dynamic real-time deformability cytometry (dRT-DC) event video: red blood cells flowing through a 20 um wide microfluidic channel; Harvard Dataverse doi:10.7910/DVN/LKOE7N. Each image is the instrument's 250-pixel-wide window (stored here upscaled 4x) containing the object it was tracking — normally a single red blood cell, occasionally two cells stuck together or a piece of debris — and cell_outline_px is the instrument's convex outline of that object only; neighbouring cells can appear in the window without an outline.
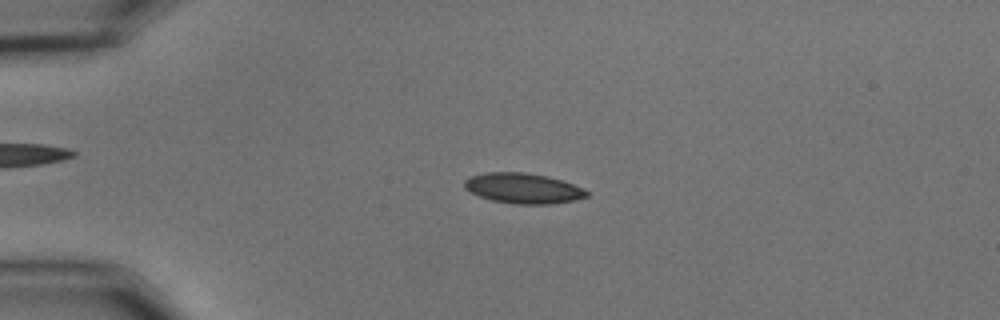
{"species": "common noctule bat (a hibernating species)", "species_latin": "Nyctalus noctula", "temperature_condition": "cold", "stored_images_in_passage": 55, "camera_frame_rate_fps": 3000, "um_per_image_px": 0.085, "animal": {"sex": "male", "body_mass_g": 15.6}, "frame": {"image": 1, "passage_image": 13, "time_ms": 4.0, "image_size_px": [1000, 320], "cell_outline_px": [[588, 196], [572, 200], [548, 204], [512, 204], [492, 200], [480, 196], [464, 188], [464, 180], [468, 176], [484, 172], [524, 172], [548, 176], [572, 184], [588, 192]], "centroid_in_image_um": [44.4, 15.99], "position_along_channel_um": 40.6, "area_um2": 21.44}}
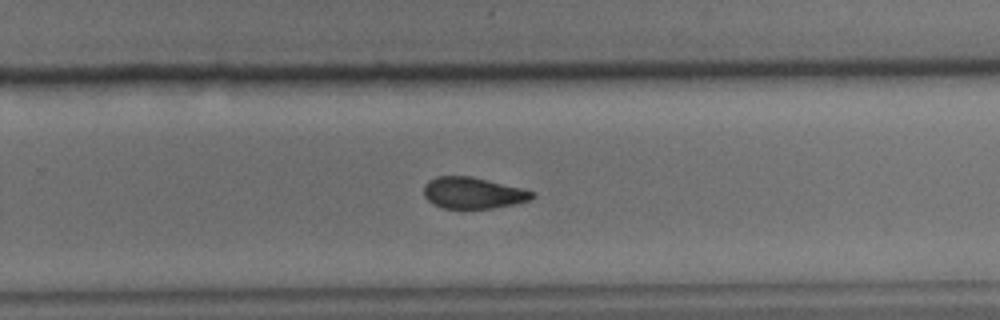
{"frame": {"image": 2, "passage_image": 36, "time_ms": 11.667, "image_size_px": [1000, 320], "cell_outline_px": [[536, 196], [528, 200], [512, 204], [492, 208], [444, 208], [432, 204], [424, 196], [424, 184], [428, 180], [436, 176], [472, 176], [524, 188], [536, 192]], "centroid_in_image_um": [40.2, 16.38], "position_along_channel_um": 289.6, "area_um2": 19.94}}
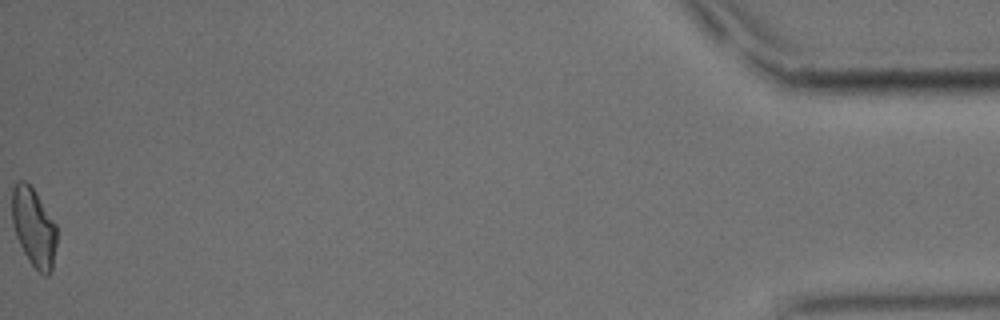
{"frame": {"image": 3, "passage_image": 55, "time_ms": 18.0, "image_size_px": [1000, 320], "cell_outline_px": [[56, 244], [52, 272], [48, 276], [44, 276], [28, 260], [16, 236], [12, 224], [12, 188], [20, 180], [24, 180], [36, 192], [56, 224]], "centroid_in_image_um": [2.87, 19.34], "position_along_channel_um": 432.3, "area_um2": 20.46}, "authors_computed_cell_mechanics": {"area_um2": 20.7502, "velocity_mm_per_s": 3.6789, "shape_relaxation_time_tau1_ms": 4.2957, "shape_relaxation_time_tau2_ms": 5.5429, "deformation_change_tau1": 0.119, "deformation_change_tau2": 0.0941}}